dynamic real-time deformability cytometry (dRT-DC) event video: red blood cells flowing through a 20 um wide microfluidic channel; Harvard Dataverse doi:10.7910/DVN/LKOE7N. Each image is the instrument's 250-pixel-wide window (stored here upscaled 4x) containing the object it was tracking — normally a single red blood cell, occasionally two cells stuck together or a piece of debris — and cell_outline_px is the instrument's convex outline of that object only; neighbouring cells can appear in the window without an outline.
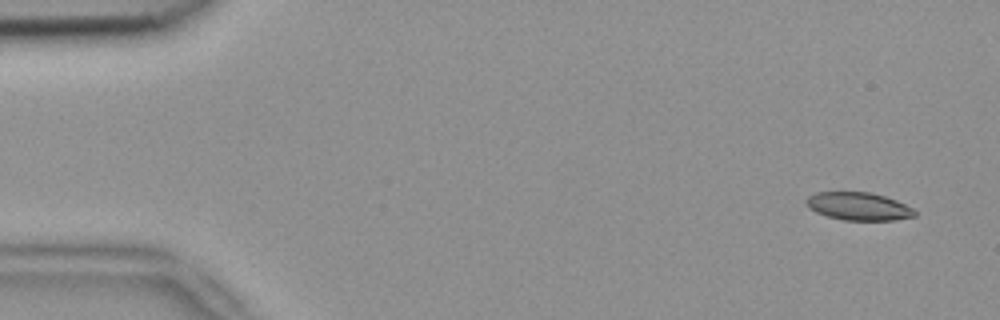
{"species": "common noctule bat (a hibernating species)", "species_latin": "Nyctalus noctula", "temperature_condition": "room temperature", "stored_images_in_passage": 4, "camera_frame_rate_fps": 3000, "um_per_image_px": 0.085, "animal": {"sex": "female", "body_mass_g": 18.4}, "frame": {"image": 1, "passage_image": 4, "time_ms": 1.0, "image_size_px": [1000, 320], "cell_outline_px": [[916, 216], [896, 220], [844, 220], [828, 216], [816, 212], [808, 208], [804, 200], [808, 196], [816, 192], [868, 192], [884, 196], [896, 200], [912, 208], [916, 212]], "centroid_in_image_um": [72.95, 17.54], "position_along_channel_um": 12.0, "area_um2": 17.63}}